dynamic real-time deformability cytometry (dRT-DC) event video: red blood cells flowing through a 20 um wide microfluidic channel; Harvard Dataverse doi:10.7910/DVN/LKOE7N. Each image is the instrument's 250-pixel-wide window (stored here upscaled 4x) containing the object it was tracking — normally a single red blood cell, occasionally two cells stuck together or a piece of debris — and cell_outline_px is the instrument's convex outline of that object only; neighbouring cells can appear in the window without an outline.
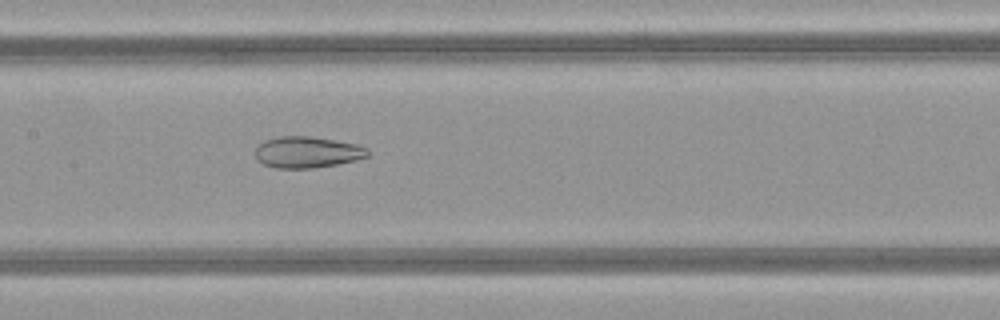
{"species": "common noctule bat (a hibernating species)", "species_latin": "Nyctalus noctula", "temperature_condition": "warm", "stored_images_in_passage": 38, "camera_frame_rate_fps": 3000, "um_per_image_px": 0.085, "animal": {"sex": "female", "body_mass_g": 21.9}, "frame": {"image": 1, "passage_image": 13, "time_ms": 4.0, "image_size_px": [1000, 320], "cell_outline_px": [[368, 156], [356, 160], [336, 164], [312, 168], [276, 168], [264, 164], [256, 160], [256, 148], [264, 140], [280, 136], [308, 136], [336, 140], [356, 144], [368, 148]], "centroid_in_image_um": [26.11, 12.93], "position_along_channel_um": 181.3, "area_um2": 20.46}}
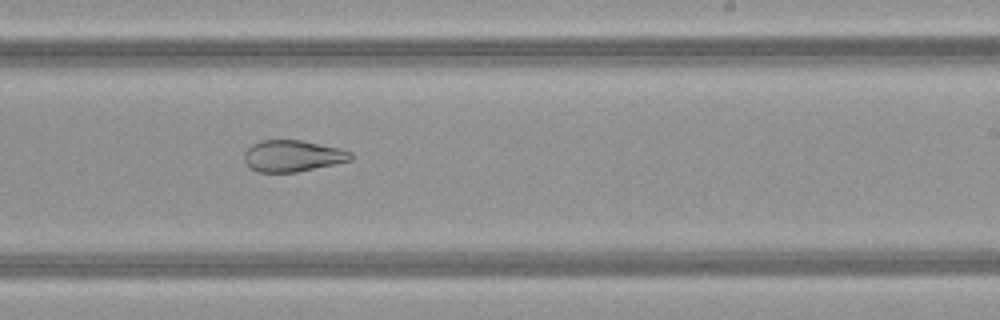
{"frame": {"image": 2, "passage_image": 19, "time_ms": 6.0, "image_size_px": [1000, 320], "cell_outline_px": [[352, 160], [296, 172], [256, 172], [244, 160], [244, 152], [252, 144], [260, 140], [300, 140], [340, 148], [352, 152]], "centroid_in_image_um": [24.86, 13.25], "position_along_channel_um": 264.1, "area_um2": 19.42}}
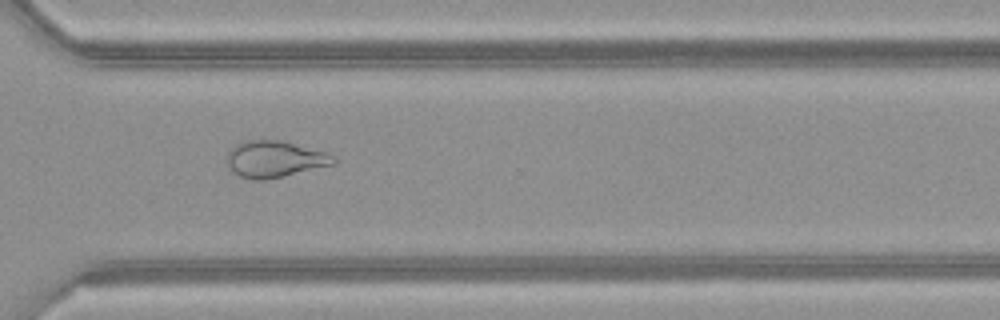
{"frame": {"image": 3, "passage_image": 25, "time_ms": 8.0, "image_size_px": [1000, 320], "cell_outline_px": [[336, 164], [284, 176], [264, 180], [252, 180], [240, 176], [228, 168], [224, 156], [236, 144], [244, 140], [284, 140], [328, 152], [336, 156]], "centroid_in_image_um": [23.36, 13.51], "position_along_channel_um": 347.2, "area_um2": 23.24}, "authors_computed_cell_mechanics": {"area_um2": 24.9696, "velocity_mm_per_s": 4.1597, "shape_relaxation_time_tau1_ms": null, "shape_relaxation_time_tau2_ms": 2.0305, "deformation_change_tau1": null, "deformation_change_tau2": 0.1002}}